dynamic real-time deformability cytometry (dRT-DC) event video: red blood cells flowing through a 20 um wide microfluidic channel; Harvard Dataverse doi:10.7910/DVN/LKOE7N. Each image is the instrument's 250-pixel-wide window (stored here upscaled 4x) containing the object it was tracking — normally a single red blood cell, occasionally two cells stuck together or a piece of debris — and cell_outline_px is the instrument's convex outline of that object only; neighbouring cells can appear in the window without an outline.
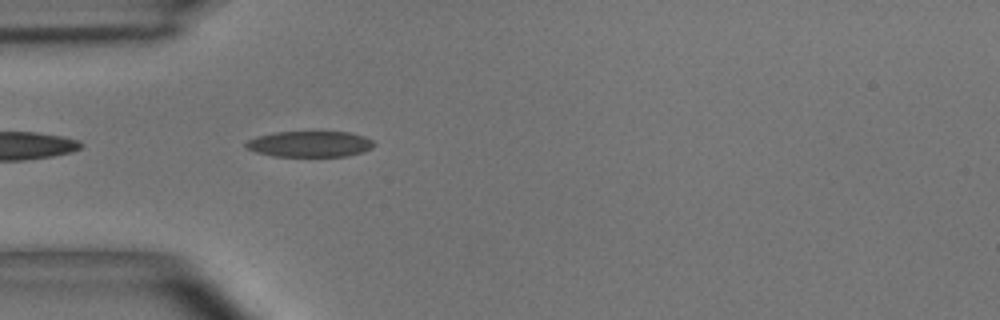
{"species": "common noctule bat (a hibernating species)", "species_latin": "Nyctalus noctula", "temperature_condition": "room temperature", "stored_images_in_passage": 9, "camera_frame_rate_fps": 3000, "um_per_image_px": 0.085, "animal": {"sex": "male", "body_mass_g": 15.6}, "frame": {"image": 1, "passage_image": 2, "time_ms": 0.333, "image_size_px": [1000, 320], "cell_outline_px": [[372, 144], [368, 148], [356, 152], [340, 156], [284, 156], [264, 152], [252, 148], [248, 144], [252, 140], [264, 136], [284, 132], [340, 132], [356, 136], [368, 140]], "centroid_in_image_um": [26.37, 12.24], "position_along_channel_um": 58.6, "area_um2": 17.22}}